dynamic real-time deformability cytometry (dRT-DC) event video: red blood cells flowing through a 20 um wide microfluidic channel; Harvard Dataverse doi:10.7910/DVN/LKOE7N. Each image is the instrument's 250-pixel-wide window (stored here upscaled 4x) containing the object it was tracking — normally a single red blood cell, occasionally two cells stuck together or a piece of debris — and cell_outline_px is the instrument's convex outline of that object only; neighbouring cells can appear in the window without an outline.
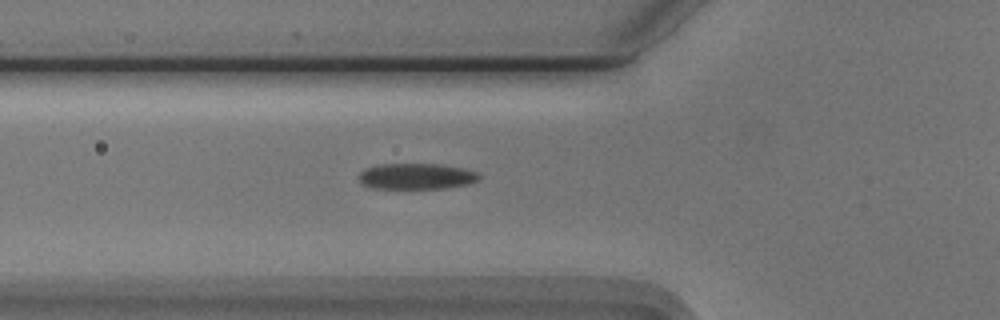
{"species": "Egyptian fruit bat (a non-hibernating species)", "species_latin": "Rousettus aegyptiacus", "temperature_condition": "cold", "stored_images_in_passage": 32, "camera_frame_rate_fps": 3000, "um_per_image_px": 0.085, "animal": {"sex": "male"}, "frame": {"image": 1, "passage_image": 3, "time_ms": 0.667, "image_size_px": [1000, 320], "cell_outline_px": [[480, 180], [468, 184], [448, 188], [372, 188], [364, 184], [360, 180], [360, 172], [364, 168], [376, 164], [440, 164], [464, 168], [476, 172], [480, 176]], "centroid_in_image_um": [35.42, 14.98], "position_along_channel_um": 90.4, "area_um2": 18.21}}
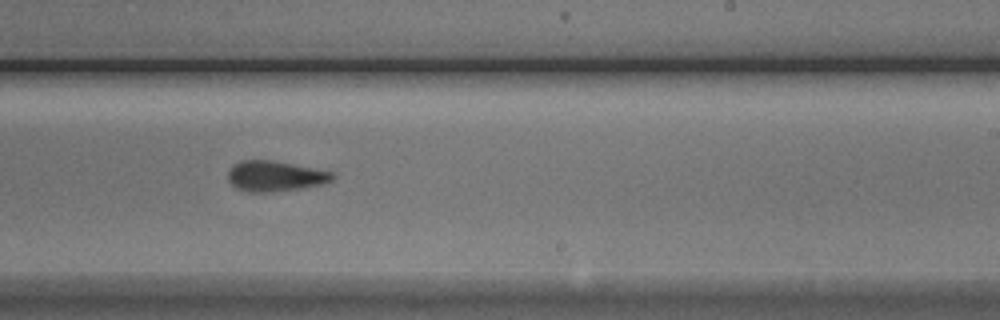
{"frame": {"image": 2, "passage_image": 17, "time_ms": 5.333, "image_size_px": [1000, 320], "cell_outline_px": [[336, 176], [332, 180], [324, 184], [304, 188], [268, 192], [248, 192], [236, 188], [228, 180], [228, 172], [232, 164], [240, 160], [272, 160], [336, 172]], "centroid_in_image_um": [23.41, 14.96], "position_along_channel_um": 265.6, "area_um2": 18.84}}
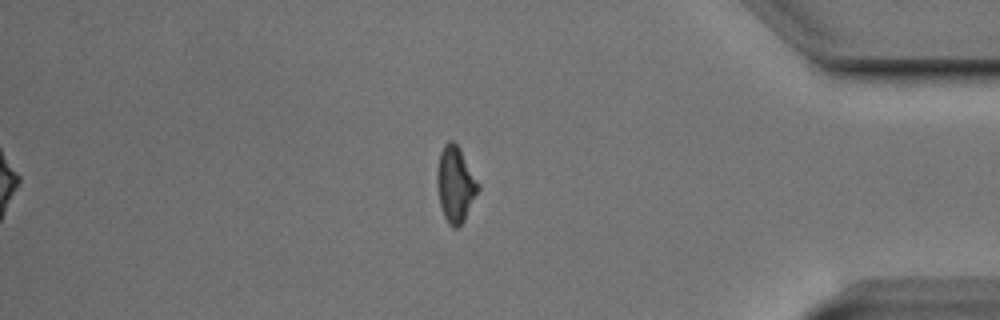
{"frame": {"image": 3, "passage_image": 30, "time_ms": 9.667, "image_size_px": [1000, 320], "cell_outline_px": [[480, 188], [464, 220], [456, 228], [452, 228], [448, 224], [444, 216], [440, 204], [436, 180], [436, 176], [440, 152], [444, 144], [448, 140], [452, 140], [460, 148], [480, 184]], "centroid_in_image_um": [38.71, 15.65], "position_along_channel_um": 396.5, "area_um2": 18.15}}